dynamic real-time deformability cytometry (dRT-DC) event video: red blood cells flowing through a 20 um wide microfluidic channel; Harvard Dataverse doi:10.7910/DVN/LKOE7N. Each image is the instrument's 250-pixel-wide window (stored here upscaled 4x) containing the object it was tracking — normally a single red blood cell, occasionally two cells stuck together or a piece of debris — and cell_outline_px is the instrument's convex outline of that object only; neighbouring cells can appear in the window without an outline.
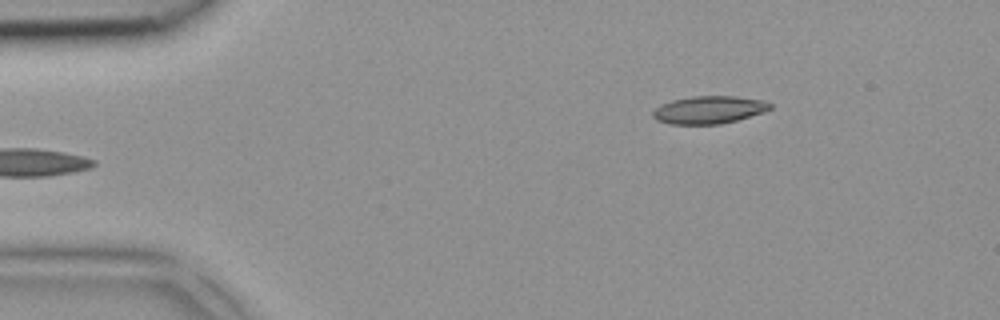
{"species": "common noctule bat (a hibernating species)", "species_latin": "Nyctalus noctula", "temperature_condition": "room temperature", "stored_images_in_passage": 5, "camera_frame_rate_fps": 3000, "um_per_image_px": 0.085, "animal": {"sex": "female", "body_mass_g": 18.4}, "frame": {"image": 1, "passage_image": 5, "time_ms": 1.333, "image_size_px": [1000, 320], "cell_outline_px": [[772, 108], [764, 112], [736, 120], [720, 124], [668, 124], [656, 120], [652, 116], [652, 112], [660, 104], [672, 100], [692, 96], [736, 96], [764, 100], [772, 104]], "centroid_in_image_um": [60.25, 9.33], "position_along_channel_um": 24.7, "area_um2": 19.02}}